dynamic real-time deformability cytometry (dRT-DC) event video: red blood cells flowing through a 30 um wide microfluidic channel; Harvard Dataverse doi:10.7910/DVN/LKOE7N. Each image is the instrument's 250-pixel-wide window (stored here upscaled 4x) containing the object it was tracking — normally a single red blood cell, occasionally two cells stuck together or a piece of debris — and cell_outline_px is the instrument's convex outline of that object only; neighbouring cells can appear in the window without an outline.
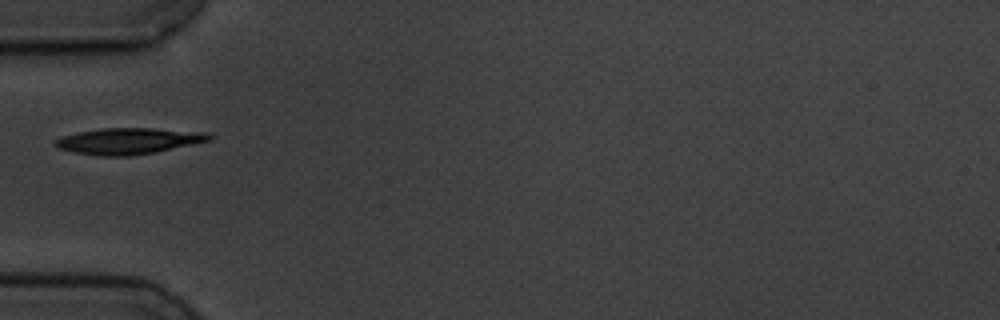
{"species": "common noctule bat (a hibernating species)", "species_latin": "Nyctalus noctula", "temperature_condition": "cold", "stored_images_in_passage": 5, "camera_frame_rate_fps": 3000, "um_per_image_px": 0.085, "animal": {"sex": "male", "body_mass_g": 19.5, "forearm_length_mm": 54.6}, "frame": {"image": 1, "passage_image": 5, "time_ms": 5.667, "image_size_px": [1000, 320], "cell_outline_px": [[212, 140], [156, 152], [128, 156], [100, 156], [76, 152], [60, 148], [52, 144], [52, 140], [60, 136], [76, 132], [100, 128], [152, 128], [208, 132], [212, 136]], "centroid_in_image_um": [10.91, 11.97], "position_along_channel_um": 74.1, "area_um2": 23.7}}